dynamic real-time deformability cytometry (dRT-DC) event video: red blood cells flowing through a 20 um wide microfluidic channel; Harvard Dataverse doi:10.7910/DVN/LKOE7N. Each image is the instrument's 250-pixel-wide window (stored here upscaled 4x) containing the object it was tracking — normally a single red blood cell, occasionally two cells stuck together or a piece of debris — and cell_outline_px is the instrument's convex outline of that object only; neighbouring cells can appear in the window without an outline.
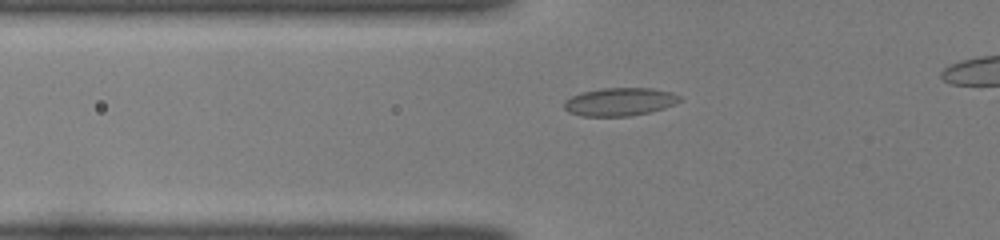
{"species": "common noctule bat (a hibernating species)", "species_latin": "Nyctalus noctula", "temperature_condition": "room temperature", "stored_images_in_passage": 32, "camera_frame_rate_fps": 3000, "um_per_image_px": 0.085, "animal": {"sex": "female", "body_mass_g": 22.0, "forearm_length_mm": 56.7}, "frame": {"image": 1, "passage_image": 4, "time_ms": 1.0, "image_size_px": [1000, 240], "cell_outline_px": [[680, 100], [676, 104], [664, 108], [648, 112], [628, 116], [580, 116], [568, 112], [564, 108], [564, 100], [580, 92], [600, 88], [652, 88], [672, 92], [680, 96]], "centroid_in_image_um": [52.65, 8.64], "position_along_channel_um": 73.2, "area_um2": 19.02}}
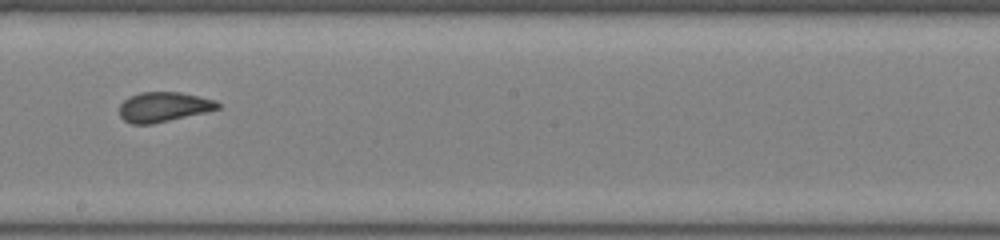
{"frame": {"image": 2, "passage_image": 16, "time_ms": 5.0, "image_size_px": [1000, 240], "cell_outline_px": [[220, 108], [204, 112], [152, 124], [132, 124], [124, 120], [120, 116], [120, 104], [128, 96], [140, 92], [180, 92], [216, 100], [220, 104]], "centroid_in_image_um": [13.88, 9.08], "position_along_channel_um": 234.3, "area_um2": 16.99}}
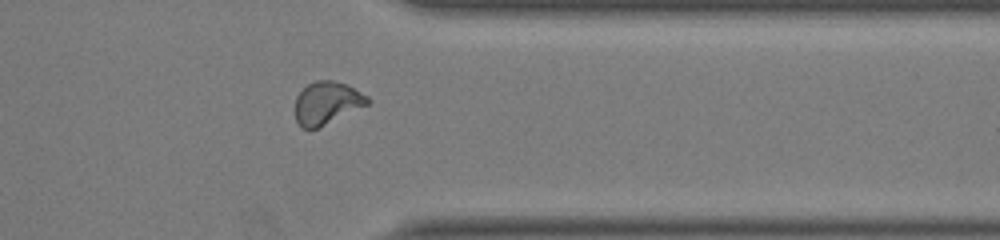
{"frame": {"image": 3, "passage_image": 27, "time_ms": 8.667, "image_size_px": [1000, 240], "cell_outline_px": [[372, 100], [368, 104], [316, 128], [300, 128], [296, 120], [296, 96], [308, 84], [316, 80], [332, 80], [348, 84], [368, 96]], "centroid_in_image_um": [27.79, 8.72], "position_along_channel_um": 383.6, "area_um2": 17.8}}